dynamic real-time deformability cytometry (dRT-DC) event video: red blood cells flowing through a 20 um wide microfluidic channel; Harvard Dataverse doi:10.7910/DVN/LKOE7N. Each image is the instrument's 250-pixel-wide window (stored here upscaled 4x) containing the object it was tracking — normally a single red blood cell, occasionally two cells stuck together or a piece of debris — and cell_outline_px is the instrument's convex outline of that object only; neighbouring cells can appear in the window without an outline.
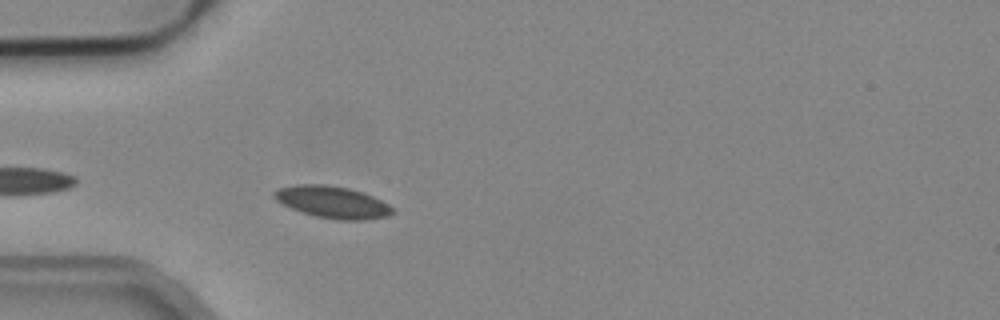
{"species": "common noctule bat (a hibernating species)", "species_latin": "Nyctalus noctula", "temperature_condition": "cold", "stored_images_in_passage": 3, "camera_frame_rate_fps": 3000, "um_per_image_px": 0.085, "animal": {"sex": "male", "body_mass_g": 19.2, "forearm_length_mm": 51.8}, "frame": {"image": 1, "passage_image": 3, "time_ms": 0.667, "image_size_px": [1000, 320], "cell_outline_px": [[396, 212], [388, 216], [368, 220], [336, 220], [316, 216], [292, 208], [276, 200], [272, 196], [272, 192], [276, 188], [296, 184], [324, 184], [348, 188], [364, 192], [388, 204]], "centroid_in_image_um": [28.26, 17.17], "position_along_channel_um": 56.7, "area_um2": 22.14}}